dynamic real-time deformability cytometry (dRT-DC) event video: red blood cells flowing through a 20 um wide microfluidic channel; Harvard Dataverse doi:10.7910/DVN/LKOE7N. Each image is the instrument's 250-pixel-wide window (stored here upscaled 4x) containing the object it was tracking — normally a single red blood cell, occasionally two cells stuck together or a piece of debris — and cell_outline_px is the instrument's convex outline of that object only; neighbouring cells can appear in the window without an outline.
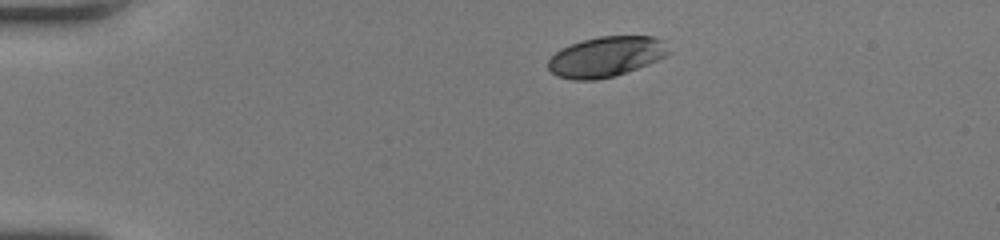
{"species": "human", "species_latin": "Homo sapiens", "temperature_condition": "room temperature", "stored_images_in_passage": 40, "camera_frame_rate_fps": 3000, "um_per_image_px": 0.085, "donor": {"sex": "female"}, "frame": {"image": 1, "passage_image": 1, "time_ms": 0.0, "image_size_px": [1000, 240], "cell_outline_px": [[668, 52], [664, 56], [648, 64], [612, 76], [596, 80], [572, 80], [556, 76], [548, 68], [548, 60], [560, 48], [584, 40], [600, 36], [652, 36], [664, 40]], "centroid_in_image_um": [51.47, 4.82], "position_along_channel_um": 33.5, "area_um2": 27.92}}
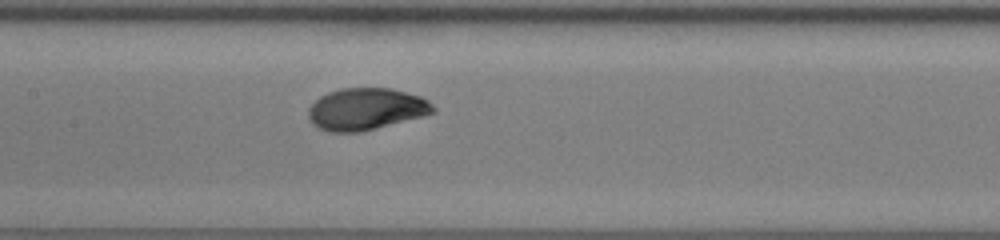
{"frame": {"image": 2, "passage_image": 16, "time_ms": 5.0, "image_size_px": [1000, 240], "cell_outline_px": [[436, 112], [360, 132], [328, 132], [312, 124], [308, 116], [308, 108], [320, 96], [328, 92], [340, 88], [392, 88], [420, 96], [428, 100], [436, 108]], "centroid_in_image_um": [31.09, 9.26], "position_along_channel_um": 176.3, "area_um2": 30.35}}
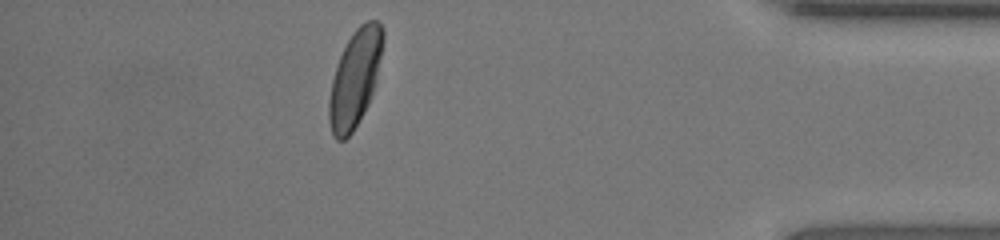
{"frame": {"image": 3, "passage_image": 35, "time_ms": 11.333, "image_size_px": [1000, 240], "cell_outline_px": [[384, 36], [376, 80], [368, 104], [352, 132], [344, 140], [336, 140], [332, 132], [328, 120], [328, 104], [332, 80], [336, 64], [352, 32], [360, 24], [368, 20], [380, 20], [384, 32]], "centroid_in_image_um": [30.16, 6.63], "position_along_channel_um": 405.0, "area_um2": 30.17}, "authors_computed_cell_mechanics": {"area_um2": 30.1716, "velocity_mm_per_s": 4.2357, "shape_relaxation_time_tau1_ms": 3.2364, "shape_relaxation_time_tau2_ms": null, "deformation_change_tau1": 0.1664, "deformation_change_tau2": null}}